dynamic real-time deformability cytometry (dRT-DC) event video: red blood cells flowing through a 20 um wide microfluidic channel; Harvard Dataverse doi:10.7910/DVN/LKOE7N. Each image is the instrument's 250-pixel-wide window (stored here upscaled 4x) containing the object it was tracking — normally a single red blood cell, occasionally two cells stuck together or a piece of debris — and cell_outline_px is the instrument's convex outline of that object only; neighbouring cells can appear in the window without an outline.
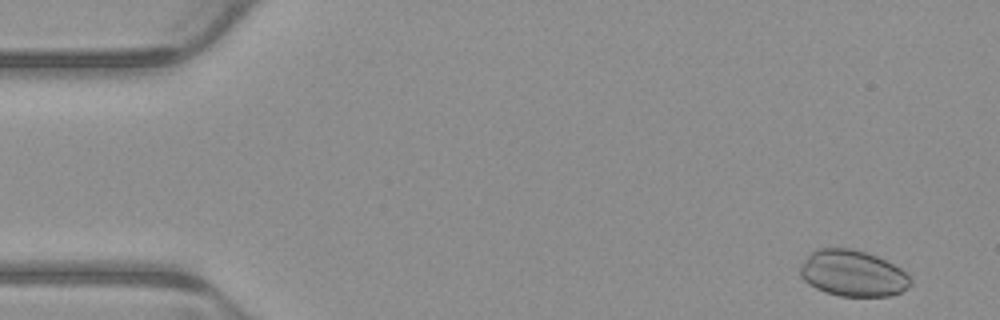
{"species": "common noctule bat (a hibernating species)", "species_latin": "Nyctalus noctula", "temperature_condition": "warm", "stored_images_in_passage": 4, "camera_frame_rate_fps": 3000, "um_per_image_px": 0.085, "animal": {"sex": "male", "body_mass_g": 23.1, "forearm_length_mm": 52.7}, "frame": {"image": 1, "passage_image": 1, "time_ms": 0.0, "image_size_px": [1000, 320], "cell_outline_px": [[912, 284], [908, 288], [900, 292], [888, 296], [840, 296], [824, 292], [808, 284], [800, 276], [800, 264], [812, 252], [820, 248], [852, 248], [876, 256], [900, 268], [912, 280]], "centroid_in_image_um": [72.47, 23.24], "position_along_channel_um": 12.5, "area_um2": 29.59}}